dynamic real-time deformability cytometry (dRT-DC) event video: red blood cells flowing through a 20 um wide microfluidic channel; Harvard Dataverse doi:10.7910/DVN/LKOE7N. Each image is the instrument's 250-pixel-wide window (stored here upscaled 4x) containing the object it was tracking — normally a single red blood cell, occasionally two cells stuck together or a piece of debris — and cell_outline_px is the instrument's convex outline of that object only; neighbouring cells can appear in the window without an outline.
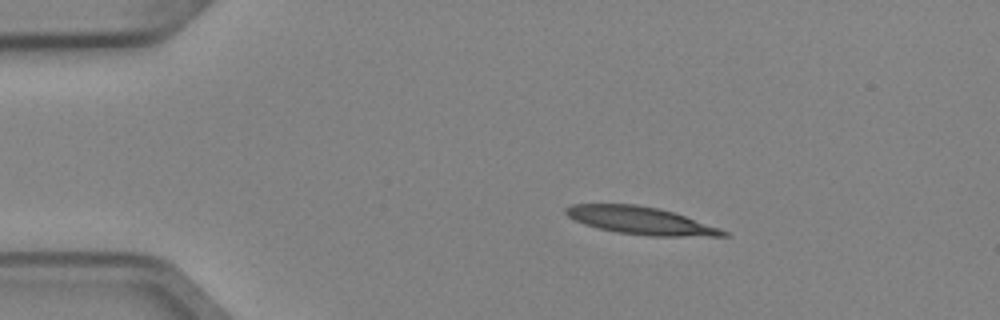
{"species": "Egyptian fruit bat (a non-hibernating species)", "species_latin": "Rousettus aegyptiacus", "temperature_condition": "cold", "stored_images_in_passage": 4, "camera_frame_rate_fps": 3000, "um_per_image_px": 0.085, "animal": {"sex": "female"}, "frame": {"image": 1, "passage_image": 2, "time_ms": 0.333, "image_size_px": [1000, 320], "cell_outline_px": [[728, 236], [648, 236], [616, 232], [596, 228], [584, 224], [568, 216], [564, 212], [564, 208], [572, 204], [636, 204], [660, 208], [720, 228], [728, 232]], "centroid_in_image_um": [54.42, 18.75], "position_along_channel_um": 30.6, "area_um2": 25.2}}
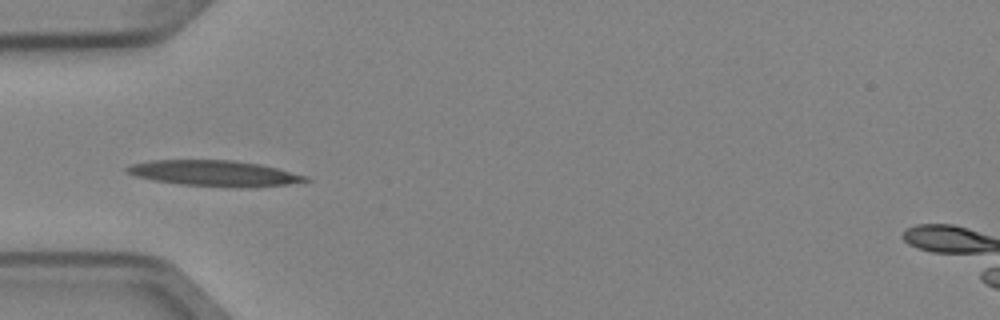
{"frame": {"image": 2, "passage_image": 4, "time_ms": 1.0, "image_size_px": [1000, 320], "cell_outline_px": [[312, 180], [288, 184], [248, 188], [240, 188], [180, 184], [152, 180], [136, 176], [124, 172], [124, 168], [132, 164], [152, 160], [232, 160], [260, 164], [308, 176]], "centroid_in_image_um": [18.22, 14.74], "position_along_channel_um": 66.8, "area_um2": 26.93}}